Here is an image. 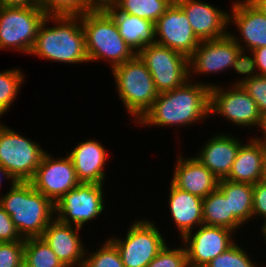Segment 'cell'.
Wrapping results in <instances>:
<instances>
[{
    "label": "cell",
    "mask_w": 266,
    "mask_h": 267,
    "mask_svg": "<svg viewBox=\"0 0 266 267\" xmlns=\"http://www.w3.org/2000/svg\"><path fill=\"white\" fill-rule=\"evenodd\" d=\"M116 23L119 34L137 54L145 46L156 44L155 23L125 12H107Z\"/></svg>",
    "instance_id": "24"
},
{
    "label": "cell",
    "mask_w": 266,
    "mask_h": 267,
    "mask_svg": "<svg viewBox=\"0 0 266 267\" xmlns=\"http://www.w3.org/2000/svg\"><path fill=\"white\" fill-rule=\"evenodd\" d=\"M80 227L63 224L55 218L41 236L65 267H83L86 250L79 237Z\"/></svg>",
    "instance_id": "18"
},
{
    "label": "cell",
    "mask_w": 266,
    "mask_h": 267,
    "mask_svg": "<svg viewBox=\"0 0 266 267\" xmlns=\"http://www.w3.org/2000/svg\"><path fill=\"white\" fill-rule=\"evenodd\" d=\"M91 10H107L114 7L119 0H86Z\"/></svg>",
    "instance_id": "41"
},
{
    "label": "cell",
    "mask_w": 266,
    "mask_h": 267,
    "mask_svg": "<svg viewBox=\"0 0 266 267\" xmlns=\"http://www.w3.org/2000/svg\"><path fill=\"white\" fill-rule=\"evenodd\" d=\"M252 218L257 216L266 220V182L260 181L253 185Z\"/></svg>",
    "instance_id": "38"
},
{
    "label": "cell",
    "mask_w": 266,
    "mask_h": 267,
    "mask_svg": "<svg viewBox=\"0 0 266 267\" xmlns=\"http://www.w3.org/2000/svg\"><path fill=\"white\" fill-rule=\"evenodd\" d=\"M30 182L36 191L49 198L54 204L80 183L68 154L65 158L57 159L47 152L43 155Z\"/></svg>",
    "instance_id": "12"
},
{
    "label": "cell",
    "mask_w": 266,
    "mask_h": 267,
    "mask_svg": "<svg viewBox=\"0 0 266 267\" xmlns=\"http://www.w3.org/2000/svg\"><path fill=\"white\" fill-rule=\"evenodd\" d=\"M216 135L209 139V142L206 141L201 152H198L199 156L195 158L221 180L229 175L242 142L228 134Z\"/></svg>",
    "instance_id": "22"
},
{
    "label": "cell",
    "mask_w": 266,
    "mask_h": 267,
    "mask_svg": "<svg viewBox=\"0 0 266 267\" xmlns=\"http://www.w3.org/2000/svg\"><path fill=\"white\" fill-rule=\"evenodd\" d=\"M103 184L79 183L54 204L55 219L82 228L103 213Z\"/></svg>",
    "instance_id": "10"
},
{
    "label": "cell",
    "mask_w": 266,
    "mask_h": 267,
    "mask_svg": "<svg viewBox=\"0 0 266 267\" xmlns=\"http://www.w3.org/2000/svg\"><path fill=\"white\" fill-rule=\"evenodd\" d=\"M263 182H266V156L264 159V170H263V178H262Z\"/></svg>",
    "instance_id": "46"
},
{
    "label": "cell",
    "mask_w": 266,
    "mask_h": 267,
    "mask_svg": "<svg viewBox=\"0 0 266 267\" xmlns=\"http://www.w3.org/2000/svg\"><path fill=\"white\" fill-rule=\"evenodd\" d=\"M256 6L264 15H266V0H249Z\"/></svg>",
    "instance_id": "42"
},
{
    "label": "cell",
    "mask_w": 266,
    "mask_h": 267,
    "mask_svg": "<svg viewBox=\"0 0 266 267\" xmlns=\"http://www.w3.org/2000/svg\"><path fill=\"white\" fill-rule=\"evenodd\" d=\"M51 20L57 25L45 26ZM31 54L68 64L89 62L81 17L46 16L38 29Z\"/></svg>",
    "instance_id": "2"
},
{
    "label": "cell",
    "mask_w": 266,
    "mask_h": 267,
    "mask_svg": "<svg viewBox=\"0 0 266 267\" xmlns=\"http://www.w3.org/2000/svg\"><path fill=\"white\" fill-rule=\"evenodd\" d=\"M77 179L80 183L103 184L107 152L97 140L80 142L70 153Z\"/></svg>",
    "instance_id": "20"
},
{
    "label": "cell",
    "mask_w": 266,
    "mask_h": 267,
    "mask_svg": "<svg viewBox=\"0 0 266 267\" xmlns=\"http://www.w3.org/2000/svg\"><path fill=\"white\" fill-rule=\"evenodd\" d=\"M174 0H119L106 12H125L156 23Z\"/></svg>",
    "instance_id": "27"
},
{
    "label": "cell",
    "mask_w": 266,
    "mask_h": 267,
    "mask_svg": "<svg viewBox=\"0 0 266 267\" xmlns=\"http://www.w3.org/2000/svg\"><path fill=\"white\" fill-rule=\"evenodd\" d=\"M2 7H32L39 6L38 0H0Z\"/></svg>",
    "instance_id": "40"
},
{
    "label": "cell",
    "mask_w": 266,
    "mask_h": 267,
    "mask_svg": "<svg viewBox=\"0 0 266 267\" xmlns=\"http://www.w3.org/2000/svg\"><path fill=\"white\" fill-rule=\"evenodd\" d=\"M41 145L0 123V164L15 181L30 182L46 153Z\"/></svg>",
    "instance_id": "6"
},
{
    "label": "cell",
    "mask_w": 266,
    "mask_h": 267,
    "mask_svg": "<svg viewBox=\"0 0 266 267\" xmlns=\"http://www.w3.org/2000/svg\"><path fill=\"white\" fill-rule=\"evenodd\" d=\"M231 229L217 226L200 225L182 239L187 252L188 267H205L212 259L230 248L235 241Z\"/></svg>",
    "instance_id": "13"
},
{
    "label": "cell",
    "mask_w": 266,
    "mask_h": 267,
    "mask_svg": "<svg viewBox=\"0 0 266 267\" xmlns=\"http://www.w3.org/2000/svg\"><path fill=\"white\" fill-rule=\"evenodd\" d=\"M24 265V241L0 242V267Z\"/></svg>",
    "instance_id": "34"
},
{
    "label": "cell",
    "mask_w": 266,
    "mask_h": 267,
    "mask_svg": "<svg viewBox=\"0 0 266 267\" xmlns=\"http://www.w3.org/2000/svg\"><path fill=\"white\" fill-rule=\"evenodd\" d=\"M45 18L39 6H0V50L11 48L30 54Z\"/></svg>",
    "instance_id": "7"
},
{
    "label": "cell",
    "mask_w": 266,
    "mask_h": 267,
    "mask_svg": "<svg viewBox=\"0 0 266 267\" xmlns=\"http://www.w3.org/2000/svg\"><path fill=\"white\" fill-rule=\"evenodd\" d=\"M25 241L18 233L11 216L0 206V242Z\"/></svg>",
    "instance_id": "37"
},
{
    "label": "cell",
    "mask_w": 266,
    "mask_h": 267,
    "mask_svg": "<svg viewBox=\"0 0 266 267\" xmlns=\"http://www.w3.org/2000/svg\"><path fill=\"white\" fill-rule=\"evenodd\" d=\"M168 247L166 244L147 267H188L185 246L175 249Z\"/></svg>",
    "instance_id": "33"
},
{
    "label": "cell",
    "mask_w": 266,
    "mask_h": 267,
    "mask_svg": "<svg viewBox=\"0 0 266 267\" xmlns=\"http://www.w3.org/2000/svg\"><path fill=\"white\" fill-rule=\"evenodd\" d=\"M246 52V50L242 49L239 51L232 67L239 75L244 74L245 78L243 76V79H241V81L239 79L238 81L234 82L235 84L233 83V85H241L243 82L250 80L251 78L256 77L258 75V72L256 71V63L253 52L249 51L251 57L250 55L247 56Z\"/></svg>",
    "instance_id": "36"
},
{
    "label": "cell",
    "mask_w": 266,
    "mask_h": 267,
    "mask_svg": "<svg viewBox=\"0 0 266 267\" xmlns=\"http://www.w3.org/2000/svg\"><path fill=\"white\" fill-rule=\"evenodd\" d=\"M156 43L176 50L188 58L199 46L187 15L182 8L173 1L165 13L155 23Z\"/></svg>",
    "instance_id": "14"
},
{
    "label": "cell",
    "mask_w": 266,
    "mask_h": 267,
    "mask_svg": "<svg viewBox=\"0 0 266 267\" xmlns=\"http://www.w3.org/2000/svg\"><path fill=\"white\" fill-rule=\"evenodd\" d=\"M23 79L25 76L19 68L0 72V117L10 109L24 84Z\"/></svg>",
    "instance_id": "29"
},
{
    "label": "cell",
    "mask_w": 266,
    "mask_h": 267,
    "mask_svg": "<svg viewBox=\"0 0 266 267\" xmlns=\"http://www.w3.org/2000/svg\"><path fill=\"white\" fill-rule=\"evenodd\" d=\"M266 143L258 137L241 144L229 175L225 178L232 182L256 184L262 181Z\"/></svg>",
    "instance_id": "21"
},
{
    "label": "cell",
    "mask_w": 266,
    "mask_h": 267,
    "mask_svg": "<svg viewBox=\"0 0 266 267\" xmlns=\"http://www.w3.org/2000/svg\"><path fill=\"white\" fill-rule=\"evenodd\" d=\"M168 202L171 217L180 232L181 238L190 231H194V227L203 225V198L180 190L170 182Z\"/></svg>",
    "instance_id": "23"
},
{
    "label": "cell",
    "mask_w": 266,
    "mask_h": 267,
    "mask_svg": "<svg viewBox=\"0 0 266 267\" xmlns=\"http://www.w3.org/2000/svg\"><path fill=\"white\" fill-rule=\"evenodd\" d=\"M231 89H224L222 86L210 88L209 113L222 115L229 122L239 127L256 126L260 129L263 125V116L260 113L256 102L242 88L241 85H233ZM227 90V91H226Z\"/></svg>",
    "instance_id": "11"
},
{
    "label": "cell",
    "mask_w": 266,
    "mask_h": 267,
    "mask_svg": "<svg viewBox=\"0 0 266 267\" xmlns=\"http://www.w3.org/2000/svg\"><path fill=\"white\" fill-rule=\"evenodd\" d=\"M255 58L258 75L266 76V47L257 48L252 51Z\"/></svg>",
    "instance_id": "39"
},
{
    "label": "cell",
    "mask_w": 266,
    "mask_h": 267,
    "mask_svg": "<svg viewBox=\"0 0 266 267\" xmlns=\"http://www.w3.org/2000/svg\"><path fill=\"white\" fill-rule=\"evenodd\" d=\"M3 176V177H2ZM2 178H7L8 180H11V183H15L16 181L13 179V177L10 175V173L0 164V186H2ZM1 188V187H0Z\"/></svg>",
    "instance_id": "43"
},
{
    "label": "cell",
    "mask_w": 266,
    "mask_h": 267,
    "mask_svg": "<svg viewBox=\"0 0 266 267\" xmlns=\"http://www.w3.org/2000/svg\"><path fill=\"white\" fill-rule=\"evenodd\" d=\"M242 88L256 102L262 116L266 115V76L257 75L241 84Z\"/></svg>",
    "instance_id": "35"
},
{
    "label": "cell",
    "mask_w": 266,
    "mask_h": 267,
    "mask_svg": "<svg viewBox=\"0 0 266 267\" xmlns=\"http://www.w3.org/2000/svg\"><path fill=\"white\" fill-rule=\"evenodd\" d=\"M224 196H229L230 211L243 224L252 218L253 184L232 182L221 179L217 188Z\"/></svg>",
    "instance_id": "26"
},
{
    "label": "cell",
    "mask_w": 266,
    "mask_h": 267,
    "mask_svg": "<svg viewBox=\"0 0 266 267\" xmlns=\"http://www.w3.org/2000/svg\"><path fill=\"white\" fill-rule=\"evenodd\" d=\"M0 206L11 216L23 239L41 237L47 225L54 219V203L31 182L11 183L7 194L1 195Z\"/></svg>",
    "instance_id": "3"
},
{
    "label": "cell",
    "mask_w": 266,
    "mask_h": 267,
    "mask_svg": "<svg viewBox=\"0 0 266 267\" xmlns=\"http://www.w3.org/2000/svg\"><path fill=\"white\" fill-rule=\"evenodd\" d=\"M261 228H262L261 231H263L262 234L264 236V240H266V220H264L263 226Z\"/></svg>",
    "instance_id": "45"
},
{
    "label": "cell",
    "mask_w": 266,
    "mask_h": 267,
    "mask_svg": "<svg viewBox=\"0 0 266 267\" xmlns=\"http://www.w3.org/2000/svg\"><path fill=\"white\" fill-rule=\"evenodd\" d=\"M85 257L83 267H125L116 245L110 239L99 250Z\"/></svg>",
    "instance_id": "31"
},
{
    "label": "cell",
    "mask_w": 266,
    "mask_h": 267,
    "mask_svg": "<svg viewBox=\"0 0 266 267\" xmlns=\"http://www.w3.org/2000/svg\"><path fill=\"white\" fill-rule=\"evenodd\" d=\"M117 247L125 267H147L166 245L159 229L149 220L132 222L126 238H109Z\"/></svg>",
    "instance_id": "9"
},
{
    "label": "cell",
    "mask_w": 266,
    "mask_h": 267,
    "mask_svg": "<svg viewBox=\"0 0 266 267\" xmlns=\"http://www.w3.org/2000/svg\"><path fill=\"white\" fill-rule=\"evenodd\" d=\"M88 61L106 60L110 67L132 59L136 53L119 34L114 19L105 10H92L81 16Z\"/></svg>",
    "instance_id": "4"
},
{
    "label": "cell",
    "mask_w": 266,
    "mask_h": 267,
    "mask_svg": "<svg viewBox=\"0 0 266 267\" xmlns=\"http://www.w3.org/2000/svg\"><path fill=\"white\" fill-rule=\"evenodd\" d=\"M232 11L229 14L230 22L236 25V29L242 38L243 44L229 32V35L241 47L242 50L253 51L257 48L266 47V15H264L249 0L236 1L232 4Z\"/></svg>",
    "instance_id": "17"
},
{
    "label": "cell",
    "mask_w": 266,
    "mask_h": 267,
    "mask_svg": "<svg viewBox=\"0 0 266 267\" xmlns=\"http://www.w3.org/2000/svg\"><path fill=\"white\" fill-rule=\"evenodd\" d=\"M137 55L152 75L158 93L182 86L189 80L188 57L168 47L145 46Z\"/></svg>",
    "instance_id": "8"
},
{
    "label": "cell",
    "mask_w": 266,
    "mask_h": 267,
    "mask_svg": "<svg viewBox=\"0 0 266 267\" xmlns=\"http://www.w3.org/2000/svg\"><path fill=\"white\" fill-rule=\"evenodd\" d=\"M203 224L231 229L236 232L242 223L232 214L229 196H224L218 189L203 198Z\"/></svg>",
    "instance_id": "25"
},
{
    "label": "cell",
    "mask_w": 266,
    "mask_h": 267,
    "mask_svg": "<svg viewBox=\"0 0 266 267\" xmlns=\"http://www.w3.org/2000/svg\"><path fill=\"white\" fill-rule=\"evenodd\" d=\"M184 158L180 155L174 168L171 183L175 187L201 198L218 188L219 179L205 165L195 157Z\"/></svg>",
    "instance_id": "19"
},
{
    "label": "cell",
    "mask_w": 266,
    "mask_h": 267,
    "mask_svg": "<svg viewBox=\"0 0 266 267\" xmlns=\"http://www.w3.org/2000/svg\"><path fill=\"white\" fill-rule=\"evenodd\" d=\"M246 250L234 243L230 248L212 259L205 267H257Z\"/></svg>",
    "instance_id": "32"
},
{
    "label": "cell",
    "mask_w": 266,
    "mask_h": 267,
    "mask_svg": "<svg viewBox=\"0 0 266 267\" xmlns=\"http://www.w3.org/2000/svg\"><path fill=\"white\" fill-rule=\"evenodd\" d=\"M46 16L81 17L92 11L86 0H38Z\"/></svg>",
    "instance_id": "30"
},
{
    "label": "cell",
    "mask_w": 266,
    "mask_h": 267,
    "mask_svg": "<svg viewBox=\"0 0 266 267\" xmlns=\"http://www.w3.org/2000/svg\"><path fill=\"white\" fill-rule=\"evenodd\" d=\"M240 50L241 47L229 34L223 38L201 41L188 58L189 79L193 73L213 74L232 68Z\"/></svg>",
    "instance_id": "15"
},
{
    "label": "cell",
    "mask_w": 266,
    "mask_h": 267,
    "mask_svg": "<svg viewBox=\"0 0 266 267\" xmlns=\"http://www.w3.org/2000/svg\"><path fill=\"white\" fill-rule=\"evenodd\" d=\"M262 134H264V137H258L259 139L263 140L266 143V115L263 117V125L261 128Z\"/></svg>",
    "instance_id": "44"
},
{
    "label": "cell",
    "mask_w": 266,
    "mask_h": 267,
    "mask_svg": "<svg viewBox=\"0 0 266 267\" xmlns=\"http://www.w3.org/2000/svg\"><path fill=\"white\" fill-rule=\"evenodd\" d=\"M118 96L137 122L159 95L150 71L136 54L112 69Z\"/></svg>",
    "instance_id": "5"
},
{
    "label": "cell",
    "mask_w": 266,
    "mask_h": 267,
    "mask_svg": "<svg viewBox=\"0 0 266 267\" xmlns=\"http://www.w3.org/2000/svg\"><path fill=\"white\" fill-rule=\"evenodd\" d=\"M24 265L27 267H65L42 237L25 239Z\"/></svg>",
    "instance_id": "28"
},
{
    "label": "cell",
    "mask_w": 266,
    "mask_h": 267,
    "mask_svg": "<svg viewBox=\"0 0 266 267\" xmlns=\"http://www.w3.org/2000/svg\"><path fill=\"white\" fill-rule=\"evenodd\" d=\"M189 81L176 89L159 93L136 123L184 127L207 118L210 115V88L214 85Z\"/></svg>",
    "instance_id": "1"
},
{
    "label": "cell",
    "mask_w": 266,
    "mask_h": 267,
    "mask_svg": "<svg viewBox=\"0 0 266 267\" xmlns=\"http://www.w3.org/2000/svg\"><path fill=\"white\" fill-rule=\"evenodd\" d=\"M187 15L190 25L200 41L219 39L229 34L228 11L199 0H174Z\"/></svg>",
    "instance_id": "16"
}]
</instances>
